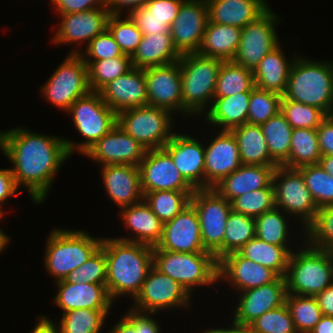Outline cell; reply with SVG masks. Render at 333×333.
Segmentation results:
<instances>
[{
  "mask_svg": "<svg viewBox=\"0 0 333 333\" xmlns=\"http://www.w3.org/2000/svg\"><path fill=\"white\" fill-rule=\"evenodd\" d=\"M280 276L272 269L246 259L238 252L218 260V282H228L230 288L242 292L276 281Z\"/></svg>",
  "mask_w": 333,
  "mask_h": 333,
  "instance_id": "cell-23",
  "label": "cell"
},
{
  "mask_svg": "<svg viewBox=\"0 0 333 333\" xmlns=\"http://www.w3.org/2000/svg\"><path fill=\"white\" fill-rule=\"evenodd\" d=\"M101 168L105 192L118 208L122 209L144 200L138 166L106 165Z\"/></svg>",
  "mask_w": 333,
  "mask_h": 333,
  "instance_id": "cell-27",
  "label": "cell"
},
{
  "mask_svg": "<svg viewBox=\"0 0 333 333\" xmlns=\"http://www.w3.org/2000/svg\"><path fill=\"white\" fill-rule=\"evenodd\" d=\"M293 251L289 246L272 245L255 236L237 252L246 259L272 269L280 277H285Z\"/></svg>",
  "mask_w": 333,
  "mask_h": 333,
  "instance_id": "cell-36",
  "label": "cell"
},
{
  "mask_svg": "<svg viewBox=\"0 0 333 333\" xmlns=\"http://www.w3.org/2000/svg\"><path fill=\"white\" fill-rule=\"evenodd\" d=\"M263 3H265L269 7V3H267V0H261Z\"/></svg>",
  "mask_w": 333,
  "mask_h": 333,
  "instance_id": "cell-69",
  "label": "cell"
},
{
  "mask_svg": "<svg viewBox=\"0 0 333 333\" xmlns=\"http://www.w3.org/2000/svg\"><path fill=\"white\" fill-rule=\"evenodd\" d=\"M146 149L118 124L85 154L101 166L134 165L138 166L144 159Z\"/></svg>",
  "mask_w": 333,
  "mask_h": 333,
  "instance_id": "cell-19",
  "label": "cell"
},
{
  "mask_svg": "<svg viewBox=\"0 0 333 333\" xmlns=\"http://www.w3.org/2000/svg\"><path fill=\"white\" fill-rule=\"evenodd\" d=\"M321 157L317 130L294 128L289 159L282 166L298 169L307 165H316L319 164Z\"/></svg>",
  "mask_w": 333,
  "mask_h": 333,
  "instance_id": "cell-37",
  "label": "cell"
},
{
  "mask_svg": "<svg viewBox=\"0 0 333 333\" xmlns=\"http://www.w3.org/2000/svg\"><path fill=\"white\" fill-rule=\"evenodd\" d=\"M287 217H289L287 214L275 207L255 218L256 237L272 245L288 246L289 244L291 247L288 243L291 226L288 225Z\"/></svg>",
  "mask_w": 333,
  "mask_h": 333,
  "instance_id": "cell-40",
  "label": "cell"
},
{
  "mask_svg": "<svg viewBox=\"0 0 333 333\" xmlns=\"http://www.w3.org/2000/svg\"><path fill=\"white\" fill-rule=\"evenodd\" d=\"M108 333H140V311L130 307Z\"/></svg>",
  "mask_w": 333,
  "mask_h": 333,
  "instance_id": "cell-60",
  "label": "cell"
},
{
  "mask_svg": "<svg viewBox=\"0 0 333 333\" xmlns=\"http://www.w3.org/2000/svg\"><path fill=\"white\" fill-rule=\"evenodd\" d=\"M255 236V218L231 210L226 220L223 257L229 253L237 252Z\"/></svg>",
  "mask_w": 333,
  "mask_h": 333,
  "instance_id": "cell-45",
  "label": "cell"
},
{
  "mask_svg": "<svg viewBox=\"0 0 333 333\" xmlns=\"http://www.w3.org/2000/svg\"><path fill=\"white\" fill-rule=\"evenodd\" d=\"M2 218H4V217L0 214V222H1V220H3Z\"/></svg>",
  "mask_w": 333,
  "mask_h": 333,
  "instance_id": "cell-70",
  "label": "cell"
},
{
  "mask_svg": "<svg viewBox=\"0 0 333 333\" xmlns=\"http://www.w3.org/2000/svg\"><path fill=\"white\" fill-rule=\"evenodd\" d=\"M111 310L80 308L62 313L60 333H100Z\"/></svg>",
  "mask_w": 333,
  "mask_h": 333,
  "instance_id": "cell-42",
  "label": "cell"
},
{
  "mask_svg": "<svg viewBox=\"0 0 333 333\" xmlns=\"http://www.w3.org/2000/svg\"><path fill=\"white\" fill-rule=\"evenodd\" d=\"M242 28L210 22L206 25L198 54L232 61L237 53Z\"/></svg>",
  "mask_w": 333,
  "mask_h": 333,
  "instance_id": "cell-34",
  "label": "cell"
},
{
  "mask_svg": "<svg viewBox=\"0 0 333 333\" xmlns=\"http://www.w3.org/2000/svg\"><path fill=\"white\" fill-rule=\"evenodd\" d=\"M124 227L131 230L133 237H115L124 241L157 246L163 233V222L152 212L145 200L119 210Z\"/></svg>",
  "mask_w": 333,
  "mask_h": 333,
  "instance_id": "cell-28",
  "label": "cell"
},
{
  "mask_svg": "<svg viewBox=\"0 0 333 333\" xmlns=\"http://www.w3.org/2000/svg\"><path fill=\"white\" fill-rule=\"evenodd\" d=\"M255 87L253 71L233 61H223L219 70L214 98L251 92Z\"/></svg>",
  "mask_w": 333,
  "mask_h": 333,
  "instance_id": "cell-39",
  "label": "cell"
},
{
  "mask_svg": "<svg viewBox=\"0 0 333 333\" xmlns=\"http://www.w3.org/2000/svg\"><path fill=\"white\" fill-rule=\"evenodd\" d=\"M138 167L144 195L153 191H195L164 148L147 150Z\"/></svg>",
  "mask_w": 333,
  "mask_h": 333,
  "instance_id": "cell-15",
  "label": "cell"
},
{
  "mask_svg": "<svg viewBox=\"0 0 333 333\" xmlns=\"http://www.w3.org/2000/svg\"><path fill=\"white\" fill-rule=\"evenodd\" d=\"M10 236L7 235L1 228H0V254L4 251V249L9 245Z\"/></svg>",
  "mask_w": 333,
  "mask_h": 333,
  "instance_id": "cell-68",
  "label": "cell"
},
{
  "mask_svg": "<svg viewBox=\"0 0 333 333\" xmlns=\"http://www.w3.org/2000/svg\"><path fill=\"white\" fill-rule=\"evenodd\" d=\"M191 297L177 281L152 266L131 308L150 313L190 309Z\"/></svg>",
  "mask_w": 333,
  "mask_h": 333,
  "instance_id": "cell-14",
  "label": "cell"
},
{
  "mask_svg": "<svg viewBox=\"0 0 333 333\" xmlns=\"http://www.w3.org/2000/svg\"><path fill=\"white\" fill-rule=\"evenodd\" d=\"M232 326L229 328H209L205 329L202 333H253L249 325H243L232 321ZM201 333V332H200Z\"/></svg>",
  "mask_w": 333,
  "mask_h": 333,
  "instance_id": "cell-65",
  "label": "cell"
},
{
  "mask_svg": "<svg viewBox=\"0 0 333 333\" xmlns=\"http://www.w3.org/2000/svg\"><path fill=\"white\" fill-rule=\"evenodd\" d=\"M303 235L304 242L311 247L333 251V207L318 208Z\"/></svg>",
  "mask_w": 333,
  "mask_h": 333,
  "instance_id": "cell-47",
  "label": "cell"
},
{
  "mask_svg": "<svg viewBox=\"0 0 333 333\" xmlns=\"http://www.w3.org/2000/svg\"><path fill=\"white\" fill-rule=\"evenodd\" d=\"M296 56L297 54H294V57H291L290 60L287 59L280 44L267 53L253 70L255 87L283 96L287 89L290 69Z\"/></svg>",
  "mask_w": 333,
  "mask_h": 333,
  "instance_id": "cell-30",
  "label": "cell"
},
{
  "mask_svg": "<svg viewBox=\"0 0 333 333\" xmlns=\"http://www.w3.org/2000/svg\"><path fill=\"white\" fill-rule=\"evenodd\" d=\"M149 1L150 0H106V8L110 15H123V11L126 8L128 12L125 13L129 15L133 10L145 6Z\"/></svg>",
  "mask_w": 333,
  "mask_h": 333,
  "instance_id": "cell-61",
  "label": "cell"
},
{
  "mask_svg": "<svg viewBox=\"0 0 333 333\" xmlns=\"http://www.w3.org/2000/svg\"><path fill=\"white\" fill-rule=\"evenodd\" d=\"M107 270L104 249L100 246L89 259L65 278L70 283L106 284Z\"/></svg>",
  "mask_w": 333,
  "mask_h": 333,
  "instance_id": "cell-52",
  "label": "cell"
},
{
  "mask_svg": "<svg viewBox=\"0 0 333 333\" xmlns=\"http://www.w3.org/2000/svg\"><path fill=\"white\" fill-rule=\"evenodd\" d=\"M316 130L321 155H333V114L327 115Z\"/></svg>",
  "mask_w": 333,
  "mask_h": 333,
  "instance_id": "cell-58",
  "label": "cell"
},
{
  "mask_svg": "<svg viewBox=\"0 0 333 333\" xmlns=\"http://www.w3.org/2000/svg\"><path fill=\"white\" fill-rule=\"evenodd\" d=\"M0 150L13 165L17 187L26 188L36 205L45 202L57 172L71 156L65 138L19 126L0 131Z\"/></svg>",
  "mask_w": 333,
  "mask_h": 333,
  "instance_id": "cell-1",
  "label": "cell"
},
{
  "mask_svg": "<svg viewBox=\"0 0 333 333\" xmlns=\"http://www.w3.org/2000/svg\"><path fill=\"white\" fill-rule=\"evenodd\" d=\"M253 333H297L286 304L265 312L249 324Z\"/></svg>",
  "mask_w": 333,
  "mask_h": 333,
  "instance_id": "cell-53",
  "label": "cell"
},
{
  "mask_svg": "<svg viewBox=\"0 0 333 333\" xmlns=\"http://www.w3.org/2000/svg\"><path fill=\"white\" fill-rule=\"evenodd\" d=\"M206 0H184L170 26V34L177 51L183 55L197 53L208 23Z\"/></svg>",
  "mask_w": 333,
  "mask_h": 333,
  "instance_id": "cell-16",
  "label": "cell"
},
{
  "mask_svg": "<svg viewBox=\"0 0 333 333\" xmlns=\"http://www.w3.org/2000/svg\"><path fill=\"white\" fill-rule=\"evenodd\" d=\"M277 166L241 165L213 188L230 203L247 192L268 187Z\"/></svg>",
  "mask_w": 333,
  "mask_h": 333,
  "instance_id": "cell-29",
  "label": "cell"
},
{
  "mask_svg": "<svg viewBox=\"0 0 333 333\" xmlns=\"http://www.w3.org/2000/svg\"><path fill=\"white\" fill-rule=\"evenodd\" d=\"M54 303L64 312L80 308L110 310L115 302L109 296L106 284L56 282Z\"/></svg>",
  "mask_w": 333,
  "mask_h": 333,
  "instance_id": "cell-26",
  "label": "cell"
},
{
  "mask_svg": "<svg viewBox=\"0 0 333 333\" xmlns=\"http://www.w3.org/2000/svg\"><path fill=\"white\" fill-rule=\"evenodd\" d=\"M260 126L266 138L271 159L278 166H282L289 159L293 128L281 112Z\"/></svg>",
  "mask_w": 333,
  "mask_h": 333,
  "instance_id": "cell-38",
  "label": "cell"
},
{
  "mask_svg": "<svg viewBox=\"0 0 333 333\" xmlns=\"http://www.w3.org/2000/svg\"><path fill=\"white\" fill-rule=\"evenodd\" d=\"M243 165L278 166L272 159L260 125L246 123L230 130Z\"/></svg>",
  "mask_w": 333,
  "mask_h": 333,
  "instance_id": "cell-35",
  "label": "cell"
},
{
  "mask_svg": "<svg viewBox=\"0 0 333 333\" xmlns=\"http://www.w3.org/2000/svg\"><path fill=\"white\" fill-rule=\"evenodd\" d=\"M129 16L142 32V35L170 33V26L167 22L153 16L145 6L133 10Z\"/></svg>",
  "mask_w": 333,
  "mask_h": 333,
  "instance_id": "cell-55",
  "label": "cell"
},
{
  "mask_svg": "<svg viewBox=\"0 0 333 333\" xmlns=\"http://www.w3.org/2000/svg\"><path fill=\"white\" fill-rule=\"evenodd\" d=\"M205 147L204 188H213L241 165L238 144L229 130H219Z\"/></svg>",
  "mask_w": 333,
  "mask_h": 333,
  "instance_id": "cell-22",
  "label": "cell"
},
{
  "mask_svg": "<svg viewBox=\"0 0 333 333\" xmlns=\"http://www.w3.org/2000/svg\"><path fill=\"white\" fill-rule=\"evenodd\" d=\"M209 21L244 28L268 6L261 0H206Z\"/></svg>",
  "mask_w": 333,
  "mask_h": 333,
  "instance_id": "cell-31",
  "label": "cell"
},
{
  "mask_svg": "<svg viewBox=\"0 0 333 333\" xmlns=\"http://www.w3.org/2000/svg\"><path fill=\"white\" fill-rule=\"evenodd\" d=\"M84 62L88 67V84L90 90L96 92L132 68L131 57H116Z\"/></svg>",
  "mask_w": 333,
  "mask_h": 333,
  "instance_id": "cell-44",
  "label": "cell"
},
{
  "mask_svg": "<svg viewBox=\"0 0 333 333\" xmlns=\"http://www.w3.org/2000/svg\"><path fill=\"white\" fill-rule=\"evenodd\" d=\"M251 92H241L232 96L214 98L210 108L204 113L205 122L218 130H231L247 123Z\"/></svg>",
  "mask_w": 333,
  "mask_h": 333,
  "instance_id": "cell-33",
  "label": "cell"
},
{
  "mask_svg": "<svg viewBox=\"0 0 333 333\" xmlns=\"http://www.w3.org/2000/svg\"><path fill=\"white\" fill-rule=\"evenodd\" d=\"M148 105L182 114V79L179 62L144 69ZM175 112V113H174ZM181 112V114H180Z\"/></svg>",
  "mask_w": 333,
  "mask_h": 333,
  "instance_id": "cell-17",
  "label": "cell"
},
{
  "mask_svg": "<svg viewBox=\"0 0 333 333\" xmlns=\"http://www.w3.org/2000/svg\"><path fill=\"white\" fill-rule=\"evenodd\" d=\"M110 15L107 21V29L117 42L124 55L132 57L142 39V32L135 22L126 14Z\"/></svg>",
  "mask_w": 333,
  "mask_h": 333,
  "instance_id": "cell-50",
  "label": "cell"
},
{
  "mask_svg": "<svg viewBox=\"0 0 333 333\" xmlns=\"http://www.w3.org/2000/svg\"><path fill=\"white\" fill-rule=\"evenodd\" d=\"M319 165L333 177V155H324L320 158Z\"/></svg>",
  "mask_w": 333,
  "mask_h": 333,
  "instance_id": "cell-67",
  "label": "cell"
},
{
  "mask_svg": "<svg viewBox=\"0 0 333 333\" xmlns=\"http://www.w3.org/2000/svg\"><path fill=\"white\" fill-rule=\"evenodd\" d=\"M41 88L40 93L49 103L66 112L75 100L91 91L82 56L68 54Z\"/></svg>",
  "mask_w": 333,
  "mask_h": 333,
  "instance_id": "cell-12",
  "label": "cell"
},
{
  "mask_svg": "<svg viewBox=\"0 0 333 333\" xmlns=\"http://www.w3.org/2000/svg\"><path fill=\"white\" fill-rule=\"evenodd\" d=\"M153 266L177 281L190 296L196 287L218 282V260L211 252L153 250Z\"/></svg>",
  "mask_w": 333,
  "mask_h": 333,
  "instance_id": "cell-7",
  "label": "cell"
},
{
  "mask_svg": "<svg viewBox=\"0 0 333 333\" xmlns=\"http://www.w3.org/2000/svg\"><path fill=\"white\" fill-rule=\"evenodd\" d=\"M194 191H153L144 195L152 212L163 222L172 220L190 205Z\"/></svg>",
  "mask_w": 333,
  "mask_h": 333,
  "instance_id": "cell-41",
  "label": "cell"
},
{
  "mask_svg": "<svg viewBox=\"0 0 333 333\" xmlns=\"http://www.w3.org/2000/svg\"><path fill=\"white\" fill-rule=\"evenodd\" d=\"M286 305L297 333H310L323 316L315 296L287 294Z\"/></svg>",
  "mask_w": 333,
  "mask_h": 333,
  "instance_id": "cell-43",
  "label": "cell"
},
{
  "mask_svg": "<svg viewBox=\"0 0 333 333\" xmlns=\"http://www.w3.org/2000/svg\"><path fill=\"white\" fill-rule=\"evenodd\" d=\"M153 250L197 253L208 252L201 240L198 214L190 204L172 220L163 224L160 242Z\"/></svg>",
  "mask_w": 333,
  "mask_h": 333,
  "instance_id": "cell-20",
  "label": "cell"
},
{
  "mask_svg": "<svg viewBox=\"0 0 333 333\" xmlns=\"http://www.w3.org/2000/svg\"><path fill=\"white\" fill-rule=\"evenodd\" d=\"M84 51L85 52L82 50L80 53L84 61H99L116 57H130L124 55L123 51L107 28L92 39Z\"/></svg>",
  "mask_w": 333,
  "mask_h": 333,
  "instance_id": "cell-54",
  "label": "cell"
},
{
  "mask_svg": "<svg viewBox=\"0 0 333 333\" xmlns=\"http://www.w3.org/2000/svg\"><path fill=\"white\" fill-rule=\"evenodd\" d=\"M106 257V288L111 300L135 299L153 266V247L117 238H103Z\"/></svg>",
  "mask_w": 333,
  "mask_h": 333,
  "instance_id": "cell-2",
  "label": "cell"
},
{
  "mask_svg": "<svg viewBox=\"0 0 333 333\" xmlns=\"http://www.w3.org/2000/svg\"><path fill=\"white\" fill-rule=\"evenodd\" d=\"M11 168L0 169V214L4 217L2 206L10 197H15L23 191H18Z\"/></svg>",
  "mask_w": 333,
  "mask_h": 333,
  "instance_id": "cell-59",
  "label": "cell"
},
{
  "mask_svg": "<svg viewBox=\"0 0 333 333\" xmlns=\"http://www.w3.org/2000/svg\"><path fill=\"white\" fill-rule=\"evenodd\" d=\"M297 55L290 69L286 99L333 114V62Z\"/></svg>",
  "mask_w": 333,
  "mask_h": 333,
  "instance_id": "cell-3",
  "label": "cell"
},
{
  "mask_svg": "<svg viewBox=\"0 0 333 333\" xmlns=\"http://www.w3.org/2000/svg\"><path fill=\"white\" fill-rule=\"evenodd\" d=\"M180 57L170 33H152L142 36L131 64L134 68L145 69L179 61Z\"/></svg>",
  "mask_w": 333,
  "mask_h": 333,
  "instance_id": "cell-32",
  "label": "cell"
},
{
  "mask_svg": "<svg viewBox=\"0 0 333 333\" xmlns=\"http://www.w3.org/2000/svg\"><path fill=\"white\" fill-rule=\"evenodd\" d=\"M282 95L254 87L250 94L247 123L262 125L281 110Z\"/></svg>",
  "mask_w": 333,
  "mask_h": 333,
  "instance_id": "cell-48",
  "label": "cell"
},
{
  "mask_svg": "<svg viewBox=\"0 0 333 333\" xmlns=\"http://www.w3.org/2000/svg\"><path fill=\"white\" fill-rule=\"evenodd\" d=\"M322 315L333 316V283L316 296Z\"/></svg>",
  "mask_w": 333,
  "mask_h": 333,
  "instance_id": "cell-62",
  "label": "cell"
},
{
  "mask_svg": "<svg viewBox=\"0 0 333 333\" xmlns=\"http://www.w3.org/2000/svg\"><path fill=\"white\" fill-rule=\"evenodd\" d=\"M46 240L44 265L57 281L85 263L101 246L102 238L82 230L54 228Z\"/></svg>",
  "mask_w": 333,
  "mask_h": 333,
  "instance_id": "cell-6",
  "label": "cell"
},
{
  "mask_svg": "<svg viewBox=\"0 0 333 333\" xmlns=\"http://www.w3.org/2000/svg\"><path fill=\"white\" fill-rule=\"evenodd\" d=\"M239 302L233 311L232 321L249 325L265 312L286 304L287 284L285 277L260 287L251 288L239 293Z\"/></svg>",
  "mask_w": 333,
  "mask_h": 333,
  "instance_id": "cell-21",
  "label": "cell"
},
{
  "mask_svg": "<svg viewBox=\"0 0 333 333\" xmlns=\"http://www.w3.org/2000/svg\"><path fill=\"white\" fill-rule=\"evenodd\" d=\"M58 15H60L61 21L51 42L56 45L75 43L77 46L72 48L73 50L69 54H80L81 51L77 43L87 41L86 44L88 45L92 39L107 28V21L110 16L107 8Z\"/></svg>",
  "mask_w": 333,
  "mask_h": 333,
  "instance_id": "cell-18",
  "label": "cell"
},
{
  "mask_svg": "<svg viewBox=\"0 0 333 333\" xmlns=\"http://www.w3.org/2000/svg\"><path fill=\"white\" fill-rule=\"evenodd\" d=\"M190 204L198 214L204 248L219 260L223 257V238L231 203L214 188L195 189Z\"/></svg>",
  "mask_w": 333,
  "mask_h": 333,
  "instance_id": "cell-11",
  "label": "cell"
},
{
  "mask_svg": "<svg viewBox=\"0 0 333 333\" xmlns=\"http://www.w3.org/2000/svg\"><path fill=\"white\" fill-rule=\"evenodd\" d=\"M279 20L281 19L269 6L242 28L240 44L232 61L253 71L267 53L281 44L275 26Z\"/></svg>",
  "mask_w": 333,
  "mask_h": 333,
  "instance_id": "cell-13",
  "label": "cell"
},
{
  "mask_svg": "<svg viewBox=\"0 0 333 333\" xmlns=\"http://www.w3.org/2000/svg\"><path fill=\"white\" fill-rule=\"evenodd\" d=\"M232 210L248 217L257 218L263 213L274 209V188L271 183L268 187L247 192L231 202Z\"/></svg>",
  "mask_w": 333,
  "mask_h": 333,
  "instance_id": "cell-49",
  "label": "cell"
},
{
  "mask_svg": "<svg viewBox=\"0 0 333 333\" xmlns=\"http://www.w3.org/2000/svg\"><path fill=\"white\" fill-rule=\"evenodd\" d=\"M178 62L182 79V115L204 114L214 99L223 60L188 53L181 55Z\"/></svg>",
  "mask_w": 333,
  "mask_h": 333,
  "instance_id": "cell-4",
  "label": "cell"
},
{
  "mask_svg": "<svg viewBox=\"0 0 333 333\" xmlns=\"http://www.w3.org/2000/svg\"><path fill=\"white\" fill-rule=\"evenodd\" d=\"M302 243L305 246L289 257L285 276L287 293L316 296L333 283V251Z\"/></svg>",
  "mask_w": 333,
  "mask_h": 333,
  "instance_id": "cell-5",
  "label": "cell"
},
{
  "mask_svg": "<svg viewBox=\"0 0 333 333\" xmlns=\"http://www.w3.org/2000/svg\"><path fill=\"white\" fill-rule=\"evenodd\" d=\"M298 170L317 207H333V177L319 164L303 166Z\"/></svg>",
  "mask_w": 333,
  "mask_h": 333,
  "instance_id": "cell-46",
  "label": "cell"
},
{
  "mask_svg": "<svg viewBox=\"0 0 333 333\" xmlns=\"http://www.w3.org/2000/svg\"><path fill=\"white\" fill-rule=\"evenodd\" d=\"M280 112L294 128L317 129L327 116L321 109L286 99L282 96Z\"/></svg>",
  "mask_w": 333,
  "mask_h": 333,
  "instance_id": "cell-51",
  "label": "cell"
},
{
  "mask_svg": "<svg viewBox=\"0 0 333 333\" xmlns=\"http://www.w3.org/2000/svg\"><path fill=\"white\" fill-rule=\"evenodd\" d=\"M275 206L288 216L300 220V230L312 222L318 207L305 184L302 173L295 168L277 166L273 173Z\"/></svg>",
  "mask_w": 333,
  "mask_h": 333,
  "instance_id": "cell-10",
  "label": "cell"
},
{
  "mask_svg": "<svg viewBox=\"0 0 333 333\" xmlns=\"http://www.w3.org/2000/svg\"><path fill=\"white\" fill-rule=\"evenodd\" d=\"M66 112L72 115L74 127L85 139L75 144L71 139L65 138L70 155L75 152L84 155L117 125V113L107 106L96 91H90L75 100Z\"/></svg>",
  "mask_w": 333,
  "mask_h": 333,
  "instance_id": "cell-8",
  "label": "cell"
},
{
  "mask_svg": "<svg viewBox=\"0 0 333 333\" xmlns=\"http://www.w3.org/2000/svg\"><path fill=\"white\" fill-rule=\"evenodd\" d=\"M47 318L46 315L38 316L37 323L30 333H60L58 323L55 324L53 320Z\"/></svg>",
  "mask_w": 333,
  "mask_h": 333,
  "instance_id": "cell-64",
  "label": "cell"
},
{
  "mask_svg": "<svg viewBox=\"0 0 333 333\" xmlns=\"http://www.w3.org/2000/svg\"><path fill=\"white\" fill-rule=\"evenodd\" d=\"M101 98L116 113L148 105L144 69L132 67L127 73L103 86L99 91Z\"/></svg>",
  "mask_w": 333,
  "mask_h": 333,
  "instance_id": "cell-25",
  "label": "cell"
},
{
  "mask_svg": "<svg viewBox=\"0 0 333 333\" xmlns=\"http://www.w3.org/2000/svg\"><path fill=\"white\" fill-rule=\"evenodd\" d=\"M57 14L78 13L96 8H106V0H50Z\"/></svg>",
  "mask_w": 333,
  "mask_h": 333,
  "instance_id": "cell-56",
  "label": "cell"
},
{
  "mask_svg": "<svg viewBox=\"0 0 333 333\" xmlns=\"http://www.w3.org/2000/svg\"><path fill=\"white\" fill-rule=\"evenodd\" d=\"M310 333H333V316H322Z\"/></svg>",
  "mask_w": 333,
  "mask_h": 333,
  "instance_id": "cell-66",
  "label": "cell"
},
{
  "mask_svg": "<svg viewBox=\"0 0 333 333\" xmlns=\"http://www.w3.org/2000/svg\"><path fill=\"white\" fill-rule=\"evenodd\" d=\"M184 0H150L145 7L152 13L172 25L178 15L179 8Z\"/></svg>",
  "mask_w": 333,
  "mask_h": 333,
  "instance_id": "cell-57",
  "label": "cell"
},
{
  "mask_svg": "<svg viewBox=\"0 0 333 333\" xmlns=\"http://www.w3.org/2000/svg\"><path fill=\"white\" fill-rule=\"evenodd\" d=\"M150 312H140V333H161V326L150 316Z\"/></svg>",
  "mask_w": 333,
  "mask_h": 333,
  "instance_id": "cell-63",
  "label": "cell"
},
{
  "mask_svg": "<svg viewBox=\"0 0 333 333\" xmlns=\"http://www.w3.org/2000/svg\"><path fill=\"white\" fill-rule=\"evenodd\" d=\"M172 114L151 105L132 107L117 113V124L146 150L160 149L175 133Z\"/></svg>",
  "mask_w": 333,
  "mask_h": 333,
  "instance_id": "cell-9",
  "label": "cell"
},
{
  "mask_svg": "<svg viewBox=\"0 0 333 333\" xmlns=\"http://www.w3.org/2000/svg\"><path fill=\"white\" fill-rule=\"evenodd\" d=\"M192 135L175 133L163 146L182 177L194 188H204L205 147Z\"/></svg>",
  "mask_w": 333,
  "mask_h": 333,
  "instance_id": "cell-24",
  "label": "cell"
}]
</instances>
